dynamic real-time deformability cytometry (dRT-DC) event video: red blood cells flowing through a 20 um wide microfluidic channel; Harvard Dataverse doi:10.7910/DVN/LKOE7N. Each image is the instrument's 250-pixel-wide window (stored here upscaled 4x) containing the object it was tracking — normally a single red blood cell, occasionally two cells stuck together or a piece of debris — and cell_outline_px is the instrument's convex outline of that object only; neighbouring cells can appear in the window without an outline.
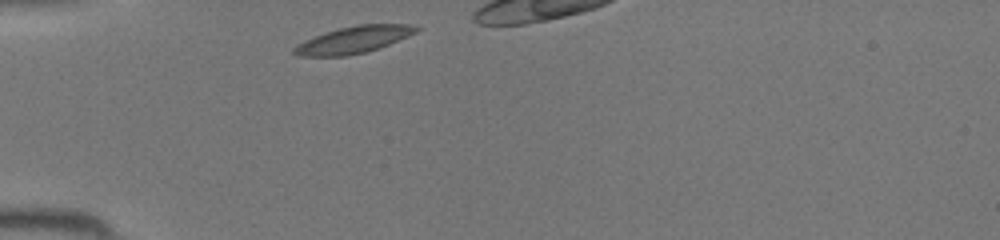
{"species": "common noctule bat (a hibernating species)", "species_latin": "Nyctalus noctula", "temperature_condition": "room temperature", "stored_images_in_passage": 13, "camera_frame_rate_fps": 3000, "um_per_image_px": 0.085, "animal": {"sex": "female", "body_mass_g": 19.5, "forearm_length_mm": 54.1}, "frame": {"image": 1, "passage_image": 1, "time_ms": 0.0, "image_size_px": [1000, 240], "cell_outline_px": [[420, 28], [416, 32], [388, 44], [364, 52], [348, 56], [296, 56], [292, 52], [292, 48], [296, 44], [304, 40], [324, 32], [356, 24], [408, 24]], "centroid_in_image_um": [29.97, 3.38], "position_along_channel_um": 55.0, "area_um2": 19.02}}
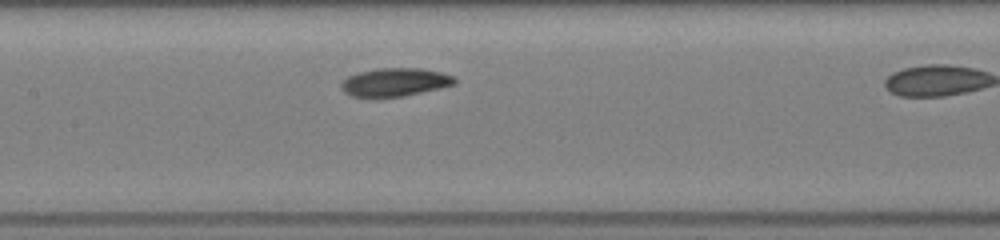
{"frame": {"image": 2, "passage_image": 10, "time_ms": 3.0, "image_size_px": [1000, 240], "cell_outline_px": [[456, 84], [440, 88], [404, 96], [376, 100], [372, 100], [348, 96], [340, 88], [340, 84], [348, 76], [360, 72], [376, 68], [420, 68], [440, 72], [456, 76]], "centroid_in_image_um": [33.51, 7.03], "position_along_channel_um": 173.9, "area_um2": 19.48}}